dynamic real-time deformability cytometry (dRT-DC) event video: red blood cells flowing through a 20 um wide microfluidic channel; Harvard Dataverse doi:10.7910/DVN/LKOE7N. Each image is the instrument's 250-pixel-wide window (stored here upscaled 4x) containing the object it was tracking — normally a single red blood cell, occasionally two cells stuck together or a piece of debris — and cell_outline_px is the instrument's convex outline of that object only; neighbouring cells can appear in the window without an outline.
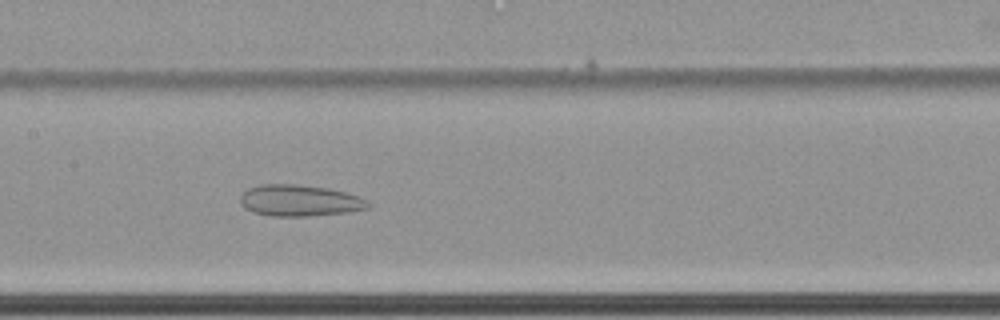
{"species": "common noctule bat (a hibernating species)", "species_latin": "Nyctalus noctula", "temperature_condition": "cold", "stored_images_in_passage": 64, "camera_frame_rate_fps": 3000, "um_per_image_px": 0.085, "animal": {"sex": "female", "body_mass_g": 22.7, "forearm_length_mm": 54.2}, "frame": {"image": 1, "passage_image": 35, "time_ms": 11.333, "image_size_px": [1000, 320], "cell_outline_px": [[372, 204], [368, 208], [348, 212], [308, 216], [272, 216], [252, 212], [244, 208], [240, 204], [240, 196], [248, 188], [260, 184], [296, 184], [328, 188], [360, 196], [368, 200]], "centroid_in_image_um": [25.47, 17.05], "position_along_channel_um": 181.9, "area_um2": 23.58}}
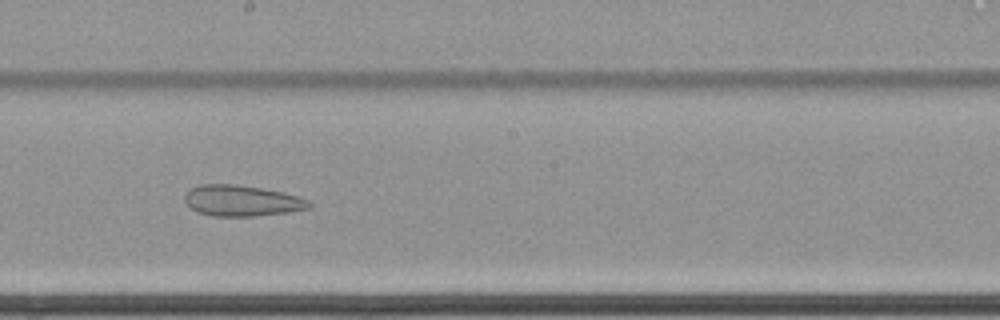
{"frame": {"image": 2, "passage_image": 39, "time_ms": 12.667, "image_size_px": [1000, 320], "cell_outline_px": [[312, 208], [288, 212], [252, 216], [212, 216], [196, 212], [184, 200], [184, 196], [192, 188], [200, 184], [236, 184], [260, 188], [280, 192], [296, 196], [308, 200], [312, 204]], "centroid_in_image_um": [20.54, 17.07], "position_along_channel_um": 227.7, "area_um2": 22.25}}
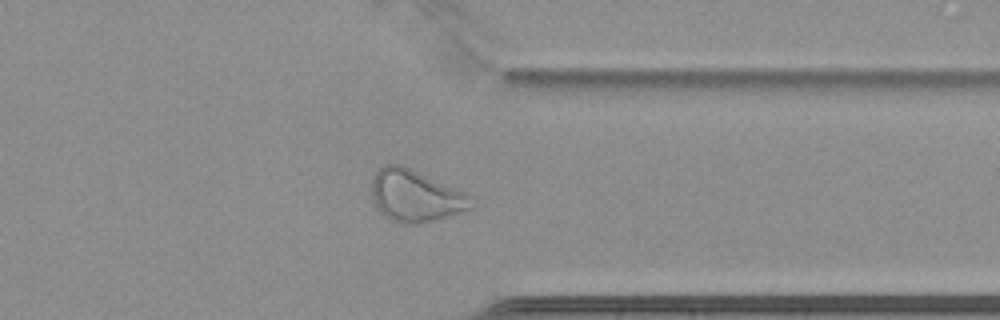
{"frame": {"image": 3, "passage_image": 52, "time_ms": 17.0, "image_size_px": [1000, 320], "cell_outline_px": [[476, 204], [472, 208], [460, 212], [432, 220], [416, 224], [404, 224], [392, 220], [384, 216], [376, 208], [372, 200], [372, 176], [384, 164], [400, 164], [468, 192], [472, 196]], "centroid_in_image_um": [35.33, 16.64], "position_along_channel_um": 376.1, "area_um2": 30.4}}